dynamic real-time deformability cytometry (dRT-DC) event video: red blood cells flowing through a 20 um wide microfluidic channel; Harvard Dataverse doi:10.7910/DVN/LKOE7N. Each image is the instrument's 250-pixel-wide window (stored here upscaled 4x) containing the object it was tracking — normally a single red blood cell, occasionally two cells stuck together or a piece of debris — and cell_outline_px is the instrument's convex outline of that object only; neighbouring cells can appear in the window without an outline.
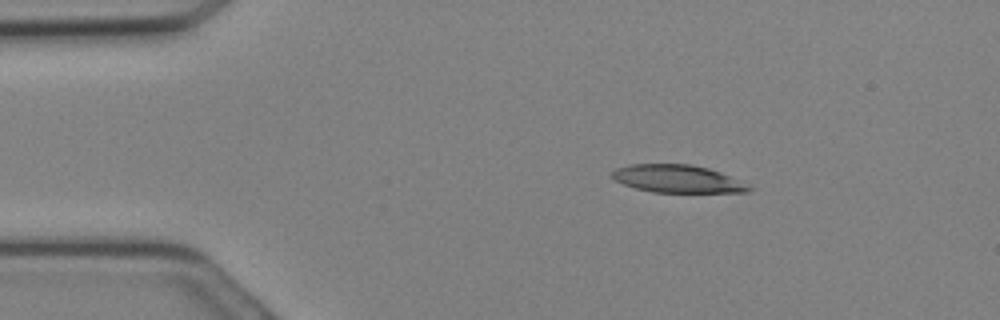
{"species": "Egyptian fruit bat (a non-hibernating species)", "species_latin": "Rousettus aegyptiacus", "temperature_condition": "cold", "stored_images_in_passage": 26, "camera_frame_rate_fps": 3000, "um_per_image_px": 0.085, "animal": {"sex": "female"}, "frame": {"image": 1, "passage_image": 1, "time_ms": 0.0, "image_size_px": [1000, 320], "cell_outline_px": [[752, 192], [652, 192], [636, 188], [624, 184], [616, 180], [612, 176], [612, 172], [616, 168], [632, 164], [692, 164], [708, 168], [720, 172], [752, 188]], "centroid_in_image_um": [57.56, 15.19], "position_along_channel_um": 27.4, "area_um2": 21.73}}
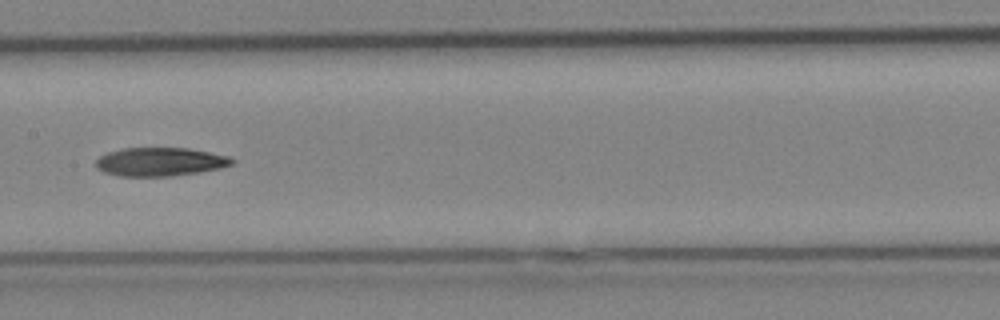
{"frame": {"image": 2, "passage_image": 11, "time_ms": 3.333, "image_size_px": [1000, 320], "cell_outline_px": [[236, 160], [232, 164], [220, 168], [200, 172], [172, 176], [120, 176], [104, 172], [96, 168], [96, 160], [100, 156], [108, 152], [124, 148], [188, 148], [228, 156]], "centroid_in_image_um": [13.61, 13.75], "position_along_channel_um": 193.8, "area_um2": 22.6}}
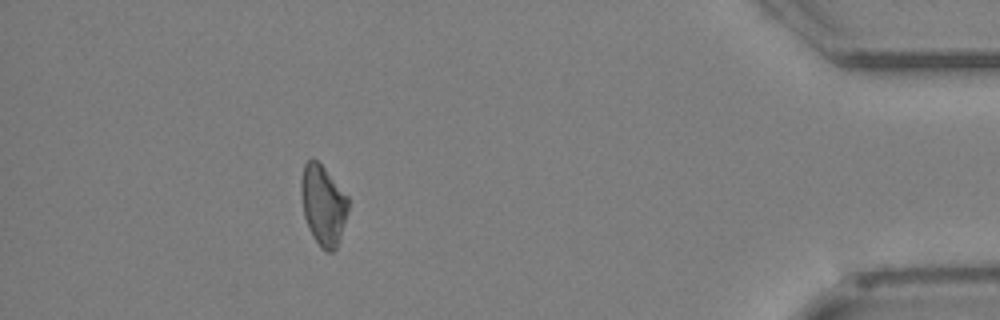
{"frame": {"image": 3, "passage_image": 23, "time_ms": 7.333, "image_size_px": [1000, 320], "cell_outline_px": [[348, 208], [340, 236], [336, 248], [332, 252], [328, 252], [320, 248], [308, 228], [304, 216], [300, 192], [300, 180], [304, 164], [312, 156], [324, 168], [348, 196]], "centroid_in_image_um": [27.43, 17.41], "position_along_channel_um": 407.8, "area_um2": 21.91}}